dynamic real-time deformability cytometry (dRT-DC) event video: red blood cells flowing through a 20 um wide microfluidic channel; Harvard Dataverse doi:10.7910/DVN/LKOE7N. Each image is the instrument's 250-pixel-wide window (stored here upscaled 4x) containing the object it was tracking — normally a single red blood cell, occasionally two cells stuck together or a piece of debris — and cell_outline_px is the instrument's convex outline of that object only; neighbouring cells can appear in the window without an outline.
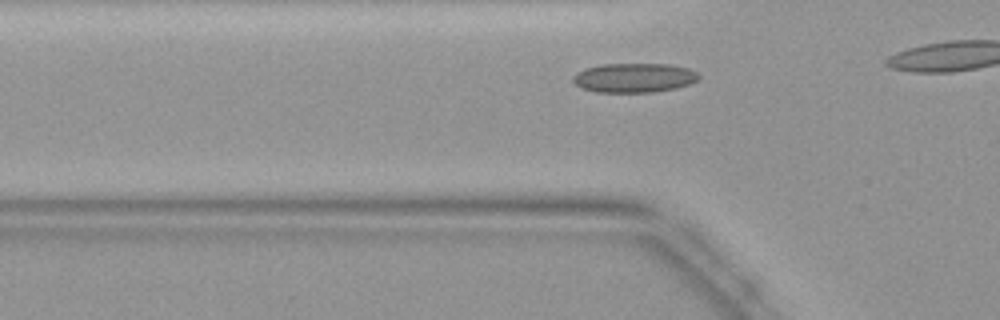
{"species": "common noctule bat (a hibernating species)", "species_latin": "Nyctalus noctula", "temperature_condition": "warm", "stored_images_in_passage": 9, "camera_frame_rate_fps": 3000, "um_per_image_px": 0.085, "animal": {"sex": "female", "body_mass_g": 19.9}, "frame": {"image": 1, "passage_image": 4, "time_ms": 1.0, "image_size_px": [1000, 320], "cell_outline_px": [[700, 76], [696, 80], [688, 84], [676, 88], [652, 92], [596, 92], [580, 88], [572, 80], [572, 76], [576, 72], [584, 68], [604, 64], [672, 64], [688, 68], [696, 72]], "centroid_in_image_um": [53.86, 6.61], "position_along_channel_um": 71.9, "area_um2": 21.56}}
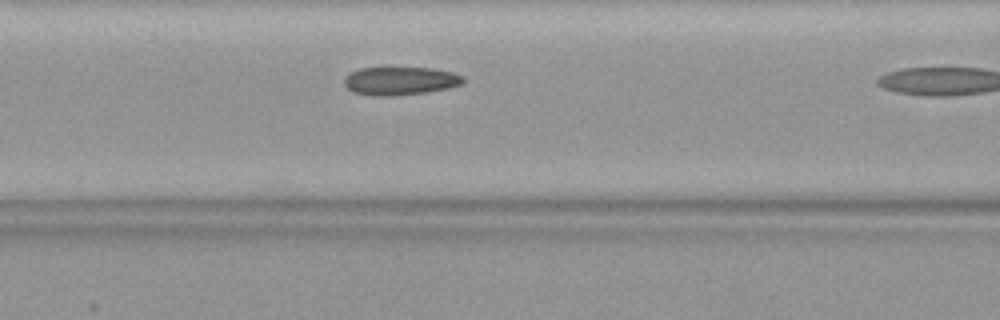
{"frame": {"image": 2, "passage_image": 8, "time_ms": 2.333, "image_size_px": [1000, 320], "cell_outline_px": [[464, 84], [448, 88], [424, 92], [396, 96], [372, 96], [352, 92], [344, 84], [344, 76], [348, 72], [360, 68], [432, 68], [452, 72], [464, 76]], "centroid_in_image_um": [33.99, 6.88], "position_along_channel_um": 132.6, "area_um2": 19.77}}